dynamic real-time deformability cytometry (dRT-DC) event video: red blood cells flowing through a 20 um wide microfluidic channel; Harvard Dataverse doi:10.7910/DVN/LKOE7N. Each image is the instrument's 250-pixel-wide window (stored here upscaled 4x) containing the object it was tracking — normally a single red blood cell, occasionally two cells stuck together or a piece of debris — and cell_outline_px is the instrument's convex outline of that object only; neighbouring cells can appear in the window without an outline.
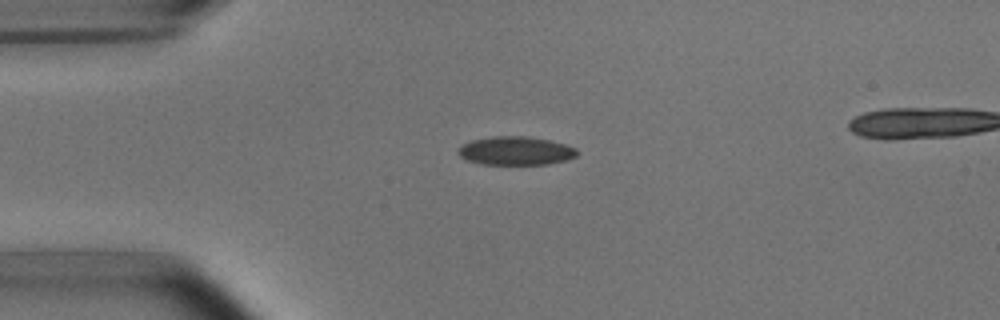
{"species": "common noctule bat (a hibernating species)", "species_latin": "Nyctalus noctula", "temperature_condition": "room temperature", "stored_images_in_passage": 3, "segment_of_instrument_passage": [1, 2], "camera_frame_rate_fps": 3000, "um_per_image_px": 0.085, "animal": {"sex": "male", "body_mass_g": 15.6}, "frame": {"image": 1, "passage_image": 1, "time_ms": 0.0, "image_size_px": [1000, 320], "cell_outline_px": [[576, 156], [568, 160], [548, 164], [480, 164], [468, 160], [460, 156], [460, 148], [464, 144], [472, 140], [496, 136], [524, 136], [548, 140], [564, 144], [576, 148]], "centroid_in_image_um": [43.87, 12.82], "position_along_channel_um": 41.1, "area_um2": 19.42}}